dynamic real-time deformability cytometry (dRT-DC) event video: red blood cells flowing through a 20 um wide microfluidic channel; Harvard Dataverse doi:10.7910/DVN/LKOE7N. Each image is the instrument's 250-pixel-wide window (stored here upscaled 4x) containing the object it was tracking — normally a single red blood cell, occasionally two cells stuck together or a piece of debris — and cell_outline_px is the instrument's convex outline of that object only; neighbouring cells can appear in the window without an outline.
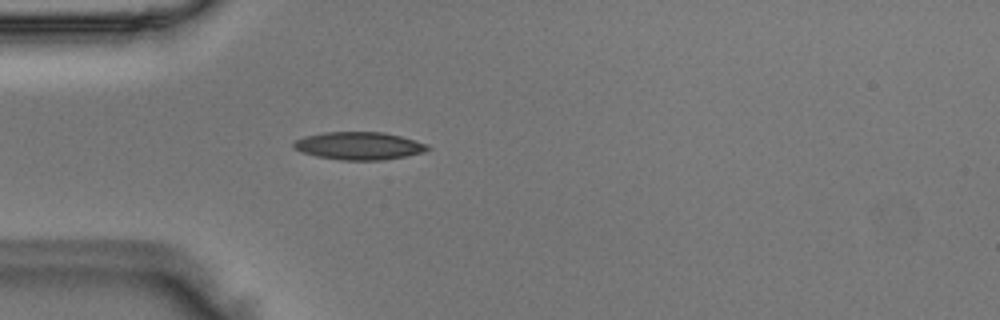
{"species": "Egyptian fruit bat (a non-hibernating species)", "species_latin": "Rousettus aegyptiacus", "temperature_condition": "room temperature", "stored_images_in_passage": 36, "camera_frame_rate_fps": 3000, "um_per_image_px": 0.085, "animal": {"sex": "male"}, "frame": {"image": 1, "passage_image": 1, "time_ms": 0.0, "image_size_px": [1000, 320], "cell_outline_px": [[432, 148], [424, 152], [384, 160], [340, 160], [316, 156], [292, 148], [292, 144], [296, 140], [304, 136], [324, 132], [384, 132], [400, 136], [428, 144]], "centroid_in_image_um": [30.52, 12.39], "position_along_channel_um": 54.5, "area_um2": 21.68}}
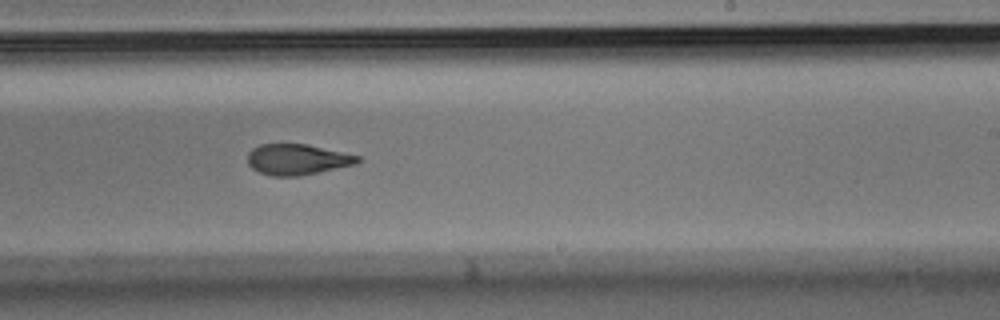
{"frame": {"image": 2, "passage_image": 17, "time_ms": 5.333, "image_size_px": [1000, 320], "cell_outline_px": [[360, 160], [356, 164], [296, 176], [272, 176], [260, 172], [252, 168], [248, 164], [248, 152], [252, 148], [260, 144], [308, 144], [360, 156]], "centroid_in_image_um": [25.24, 13.54], "position_along_channel_um": 263.8, "area_um2": 19.54}}
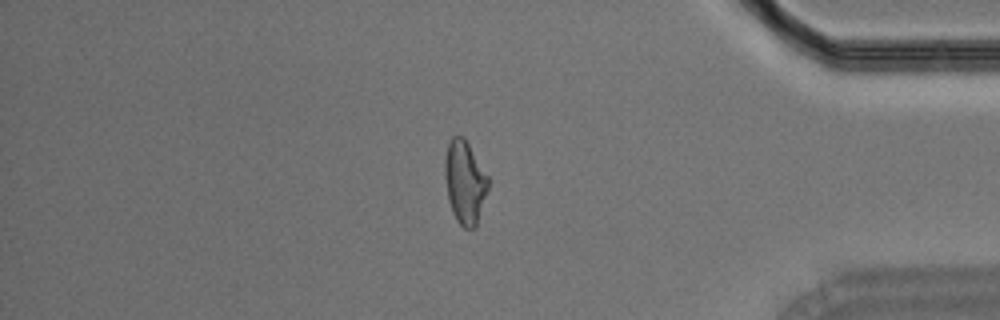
{"frame": {"image": 3, "passage_image": 29, "time_ms": 9.333, "image_size_px": [1000, 320], "cell_outline_px": [[488, 188], [476, 228], [464, 228], [456, 220], [452, 212], [448, 200], [444, 176], [444, 156], [448, 144], [452, 136], [464, 136], [488, 176]], "centroid_in_image_um": [39.49, 15.48], "position_along_channel_um": 395.7, "area_um2": 21.15}}